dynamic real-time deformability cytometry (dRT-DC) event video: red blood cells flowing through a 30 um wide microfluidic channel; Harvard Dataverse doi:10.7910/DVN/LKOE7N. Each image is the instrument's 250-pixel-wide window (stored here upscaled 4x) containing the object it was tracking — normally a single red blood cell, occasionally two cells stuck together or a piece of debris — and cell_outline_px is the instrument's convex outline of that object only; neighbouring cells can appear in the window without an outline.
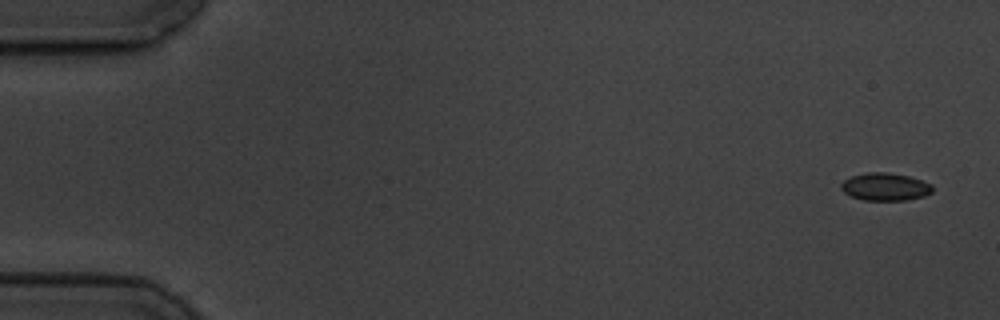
{"species": "common noctule bat (a hibernating species)", "species_latin": "Nyctalus noctula", "temperature_condition": "cold", "stored_images_in_passage": 9, "camera_frame_rate_fps": 3000, "um_per_image_px": 0.085, "animal": {"sex": "male", "body_mass_g": 19.5, "forearm_length_mm": 54.6}, "frame": {"image": 1, "passage_image": 1, "time_ms": 0.0, "image_size_px": [1000, 320], "cell_outline_px": [[932, 192], [924, 196], [904, 200], [864, 200], [852, 196], [844, 192], [840, 188], [840, 184], [844, 180], [852, 176], [868, 172], [888, 172], [908, 176], [932, 184]], "centroid_in_image_um": [75.23, 15.87], "position_along_channel_um": 9.8, "area_um2": 14.62}}
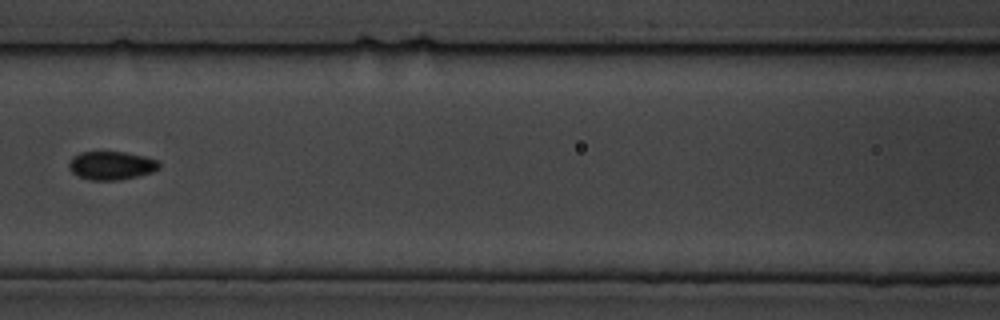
{"frame": {"image": 2, "passage_image": 7, "time_ms": 8.0, "image_size_px": [1000, 320], "cell_outline_px": [[160, 168], [152, 172], [120, 180], [88, 180], [76, 176], [68, 168], [68, 164], [72, 156], [80, 152], [124, 152], [144, 156], [156, 160], [160, 164]], "centroid_in_image_um": [9.42, 14.07], "position_along_channel_um": 157.2, "area_um2": 15.03}}
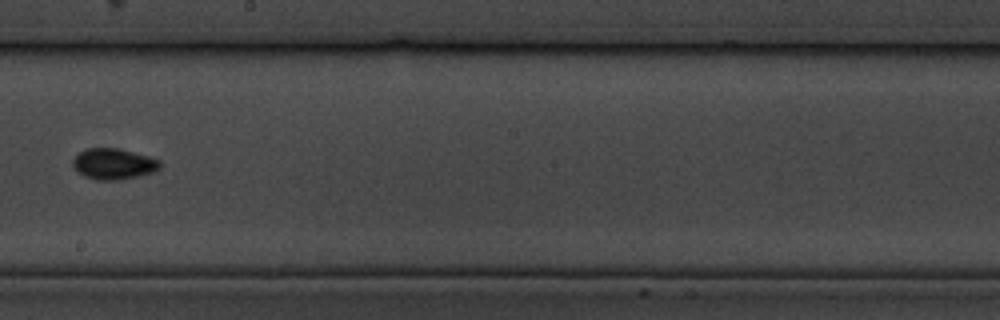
{"frame": {"image": 3, "passage_image": 9, "time_ms": 10.333, "image_size_px": [1000, 320], "cell_outline_px": [[160, 168], [152, 172], [120, 180], [96, 180], [84, 176], [76, 172], [72, 168], [72, 160], [80, 152], [88, 148], [120, 148], [148, 156], [160, 160]], "centroid_in_image_um": [9.61, 13.93], "position_along_channel_um": 238.6, "area_um2": 15.78}}